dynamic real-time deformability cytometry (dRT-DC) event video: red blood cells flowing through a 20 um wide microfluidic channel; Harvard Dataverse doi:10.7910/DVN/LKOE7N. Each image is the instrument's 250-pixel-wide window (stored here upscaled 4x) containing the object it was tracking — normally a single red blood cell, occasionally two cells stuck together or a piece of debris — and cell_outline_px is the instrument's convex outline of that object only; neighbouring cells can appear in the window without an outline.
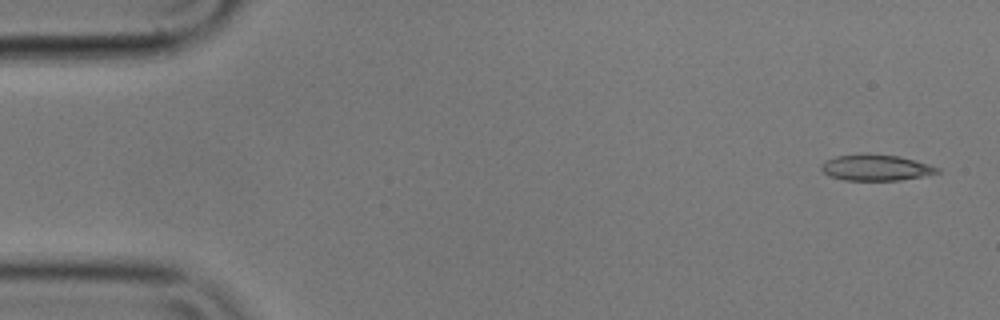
{"species": "common noctule bat (a hibernating species)", "species_latin": "Nyctalus noctula", "temperature_condition": "cold", "stored_images_in_passage": 4, "camera_frame_rate_fps": 3000, "um_per_image_px": 0.085, "animal": {"sex": "male", "body_mass_g": 17.9}, "frame": {"image": 1, "passage_image": 1, "time_ms": 0.0, "image_size_px": [1000, 320], "cell_outline_px": [[940, 172], [900, 180], [844, 180], [828, 176], [820, 168], [820, 164], [824, 160], [836, 156], [900, 156], [928, 164], [940, 168]], "centroid_in_image_um": [74.42, 14.28], "position_along_channel_um": 10.6, "area_um2": 16.94}}